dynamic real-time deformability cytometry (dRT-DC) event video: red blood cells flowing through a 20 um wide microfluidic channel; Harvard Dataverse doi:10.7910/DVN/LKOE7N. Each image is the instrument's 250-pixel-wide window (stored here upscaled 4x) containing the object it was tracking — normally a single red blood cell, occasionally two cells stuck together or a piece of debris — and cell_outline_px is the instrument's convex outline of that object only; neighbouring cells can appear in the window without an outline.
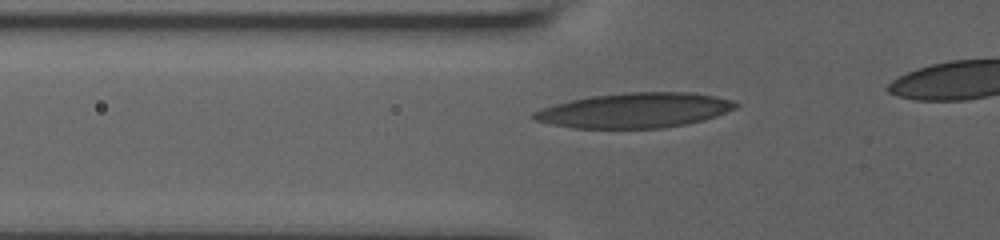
{"species": "human", "species_latin": "Homo sapiens", "temperature_condition": "room temperature", "stored_images_in_passage": 23, "camera_frame_rate_fps": 3000, "um_per_image_px": 0.085, "donor": {"sex": "male"}, "frame": {"image": 1, "passage_image": 4, "time_ms": 1.333, "image_size_px": [1000, 240], "cell_outline_px": [[740, 104], [736, 108], [716, 116], [704, 120], [664, 128], [576, 128], [552, 124], [536, 120], [532, 116], [532, 112], [540, 108], [572, 100], [592, 96], [628, 92], [692, 92], [716, 96], [732, 100]], "centroid_in_image_um": [53.99, 9.37], "position_along_channel_um": 71.8, "area_um2": 40.98}}
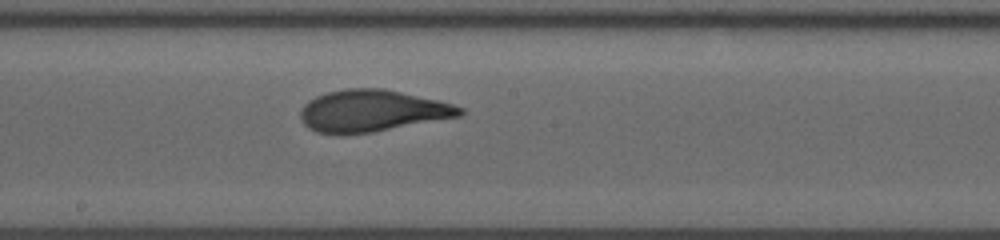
{"frame": {"image": 2, "passage_image": 13, "time_ms": 5.333, "image_size_px": [1000, 240], "cell_outline_px": [[464, 116], [372, 132], [316, 132], [308, 128], [304, 124], [300, 116], [300, 112], [304, 104], [308, 100], [316, 96], [328, 92], [348, 88], [384, 88], [436, 100], [452, 104], [464, 108]], "centroid_in_image_um": [31.67, 9.4], "position_along_channel_um": 216.5, "area_um2": 38.38}}
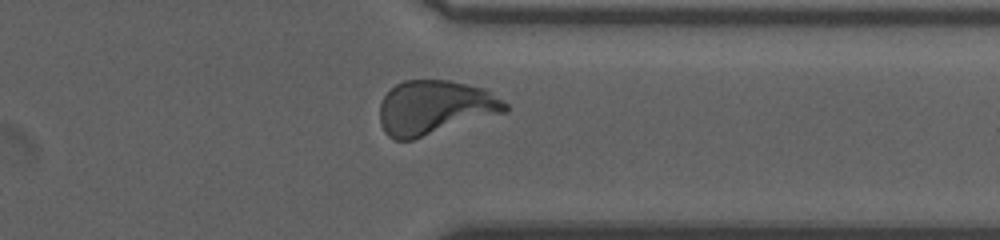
{"frame": {"image": 3, "passage_image": 22, "time_ms": 9.667, "image_size_px": [1000, 240], "cell_outline_px": [[508, 108], [504, 112], [412, 140], [396, 140], [388, 136], [384, 132], [380, 124], [380, 104], [384, 96], [396, 84], [404, 80], [448, 80], [484, 88], [508, 104]], "centroid_in_image_um": [36.92, 9.14], "position_along_channel_um": 374.5, "area_um2": 39.3}}